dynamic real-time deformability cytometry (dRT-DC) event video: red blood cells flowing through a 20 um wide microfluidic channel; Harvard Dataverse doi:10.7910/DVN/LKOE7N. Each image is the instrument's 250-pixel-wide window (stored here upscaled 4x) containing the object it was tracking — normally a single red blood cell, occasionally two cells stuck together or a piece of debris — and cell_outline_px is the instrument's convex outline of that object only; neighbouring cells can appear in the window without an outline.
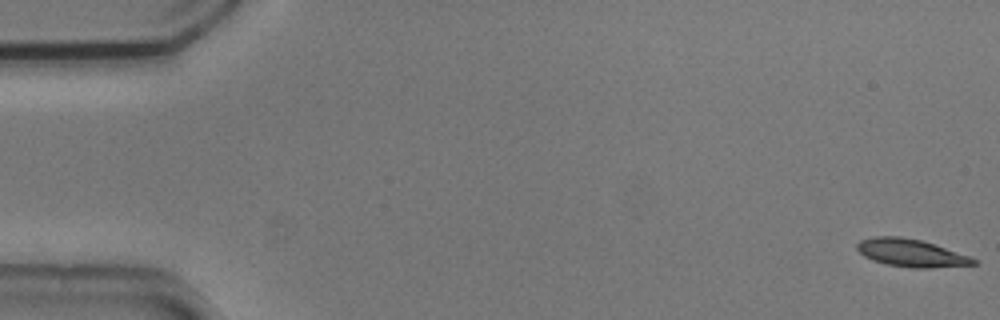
{"species": "common noctule bat (a hibernating species)", "species_latin": "Nyctalus noctula", "temperature_condition": "cold", "stored_images_in_passage": 11, "camera_frame_rate_fps": 3000, "um_per_image_px": 0.085, "animal": {"sex": "male", "body_mass_g": 20.5, "forearm_length_mm": 52.5}, "frame": {"image": 1, "passage_image": 1, "time_ms": 0.0, "image_size_px": [1000, 320], "cell_outline_px": [[980, 264], [932, 268], [912, 268], [888, 264], [872, 260], [864, 256], [856, 248], [856, 244], [860, 240], [872, 236], [900, 236], [920, 240], [972, 256], [980, 260]], "centroid_in_image_um": [77.5, 21.5], "position_along_channel_um": 7.5, "area_um2": 19.02}}